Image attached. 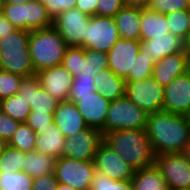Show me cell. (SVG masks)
<instances>
[{
    "mask_svg": "<svg viewBox=\"0 0 190 190\" xmlns=\"http://www.w3.org/2000/svg\"><path fill=\"white\" fill-rule=\"evenodd\" d=\"M155 63L153 58L149 57L146 53H142L140 50L133 64V72H130L125 81L134 82L152 77Z\"/></svg>",
    "mask_w": 190,
    "mask_h": 190,
    "instance_id": "cell-32",
    "label": "cell"
},
{
    "mask_svg": "<svg viewBox=\"0 0 190 190\" xmlns=\"http://www.w3.org/2000/svg\"><path fill=\"white\" fill-rule=\"evenodd\" d=\"M98 0H77L75 8L88 16L97 15Z\"/></svg>",
    "mask_w": 190,
    "mask_h": 190,
    "instance_id": "cell-46",
    "label": "cell"
},
{
    "mask_svg": "<svg viewBox=\"0 0 190 190\" xmlns=\"http://www.w3.org/2000/svg\"><path fill=\"white\" fill-rule=\"evenodd\" d=\"M184 40L173 33L156 36L150 40L140 41L142 53H146L155 62L183 51Z\"/></svg>",
    "mask_w": 190,
    "mask_h": 190,
    "instance_id": "cell-19",
    "label": "cell"
},
{
    "mask_svg": "<svg viewBox=\"0 0 190 190\" xmlns=\"http://www.w3.org/2000/svg\"><path fill=\"white\" fill-rule=\"evenodd\" d=\"M19 123L0 110V138L8 142L17 130Z\"/></svg>",
    "mask_w": 190,
    "mask_h": 190,
    "instance_id": "cell-44",
    "label": "cell"
},
{
    "mask_svg": "<svg viewBox=\"0 0 190 190\" xmlns=\"http://www.w3.org/2000/svg\"><path fill=\"white\" fill-rule=\"evenodd\" d=\"M1 9H2V0H0V14H1Z\"/></svg>",
    "mask_w": 190,
    "mask_h": 190,
    "instance_id": "cell-56",
    "label": "cell"
},
{
    "mask_svg": "<svg viewBox=\"0 0 190 190\" xmlns=\"http://www.w3.org/2000/svg\"><path fill=\"white\" fill-rule=\"evenodd\" d=\"M149 8L162 14L169 12L188 10L187 0H151Z\"/></svg>",
    "mask_w": 190,
    "mask_h": 190,
    "instance_id": "cell-40",
    "label": "cell"
},
{
    "mask_svg": "<svg viewBox=\"0 0 190 190\" xmlns=\"http://www.w3.org/2000/svg\"><path fill=\"white\" fill-rule=\"evenodd\" d=\"M155 164L160 169L168 190H190V160L183 153L157 155Z\"/></svg>",
    "mask_w": 190,
    "mask_h": 190,
    "instance_id": "cell-8",
    "label": "cell"
},
{
    "mask_svg": "<svg viewBox=\"0 0 190 190\" xmlns=\"http://www.w3.org/2000/svg\"><path fill=\"white\" fill-rule=\"evenodd\" d=\"M24 77L0 69V100L19 92Z\"/></svg>",
    "mask_w": 190,
    "mask_h": 190,
    "instance_id": "cell-38",
    "label": "cell"
},
{
    "mask_svg": "<svg viewBox=\"0 0 190 190\" xmlns=\"http://www.w3.org/2000/svg\"><path fill=\"white\" fill-rule=\"evenodd\" d=\"M56 190H75L71 186L58 183Z\"/></svg>",
    "mask_w": 190,
    "mask_h": 190,
    "instance_id": "cell-51",
    "label": "cell"
},
{
    "mask_svg": "<svg viewBox=\"0 0 190 190\" xmlns=\"http://www.w3.org/2000/svg\"><path fill=\"white\" fill-rule=\"evenodd\" d=\"M53 26V19L47 9L36 0L26 3V31L45 29Z\"/></svg>",
    "mask_w": 190,
    "mask_h": 190,
    "instance_id": "cell-27",
    "label": "cell"
},
{
    "mask_svg": "<svg viewBox=\"0 0 190 190\" xmlns=\"http://www.w3.org/2000/svg\"><path fill=\"white\" fill-rule=\"evenodd\" d=\"M94 87L106 100L114 101L125 96L126 81L107 67L94 76Z\"/></svg>",
    "mask_w": 190,
    "mask_h": 190,
    "instance_id": "cell-21",
    "label": "cell"
},
{
    "mask_svg": "<svg viewBox=\"0 0 190 190\" xmlns=\"http://www.w3.org/2000/svg\"><path fill=\"white\" fill-rule=\"evenodd\" d=\"M145 131L155 156L183 153L190 140V117L166 111L151 113Z\"/></svg>",
    "mask_w": 190,
    "mask_h": 190,
    "instance_id": "cell-1",
    "label": "cell"
},
{
    "mask_svg": "<svg viewBox=\"0 0 190 190\" xmlns=\"http://www.w3.org/2000/svg\"><path fill=\"white\" fill-rule=\"evenodd\" d=\"M119 38L118 26L113 17H90L85 32V49L108 53Z\"/></svg>",
    "mask_w": 190,
    "mask_h": 190,
    "instance_id": "cell-9",
    "label": "cell"
},
{
    "mask_svg": "<svg viewBox=\"0 0 190 190\" xmlns=\"http://www.w3.org/2000/svg\"><path fill=\"white\" fill-rule=\"evenodd\" d=\"M108 67L107 53L93 49H85L83 59V74L95 76Z\"/></svg>",
    "mask_w": 190,
    "mask_h": 190,
    "instance_id": "cell-33",
    "label": "cell"
},
{
    "mask_svg": "<svg viewBox=\"0 0 190 190\" xmlns=\"http://www.w3.org/2000/svg\"><path fill=\"white\" fill-rule=\"evenodd\" d=\"M90 190H133L131 181H116L98 170L94 171Z\"/></svg>",
    "mask_w": 190,
    "mask_h": 190,
    "instance_id": "cell-37",
    "label": "cell"
},
{
    "mask_svg": "<svg viewBox=\"0 0 190 190\" xmlns=\"http://www.w3.org/2000/svg\"><path fill=\"white\" fill-rule=\"evenodd\" d=\"M40 86L59 102L67 101L74 77L60 65L36 73Z\"/></svg>",
    "mask_w": 190,
    "mask_h": 190,
    "instance_id": "cell-16",
    "label": "cell"
},
{
    "mask_svg": "<svg viewBox=\"0 0 190 190\" xmlns=\"http://www.w3.org/2000/svg\"><path fill=\"white\" fill-rule=\"evenodd\" d=\"M77 0H49L43 6L47 9L48 14L54 20L63 11L75 8Z\"/></svg>",
    "mask_w": 190,
    "mask_h": 190,
    "instance_id": "cell-42",
    "label": "cell"
},
{
    "mask_svg": "<svg viewBox=\"0 0 190 190\" xmlns=\"http://www.w3.org/2000/svg\"><path fill=\"white\" fill-rule=\"evenodd\" d=\"M38 2H40L41 4H44L45 2H49V0H36Z\"/></svg>",
    "mask_w": 190,
    "mask_h": 190,
    "instance_id": "cell-55",
    "label": "cell"
},
{
    "mask_svg": "<svg viewBox=\"0 0 190 190\" xmlns=\"http://www.w3.org/2000/svg\"><path fill=\"white\" fill-rule=\"evenodd\" d=\"M67 47L62 36L53 26L31 30L29 49L35 73L60 65Z\"/></svg>",
    "mask_w": 190,
    "mask_h": 190,
    "instance_id": "cell-3",
    "label": "cell"
},
{
    "mask_svg": "<svg viewBox=\"0 0 190 190\" xmlns=\"http://www.w3.org/2000/svg\"><path fill=\"white\" fill-rule=\"evenodd\" d=\"M165 17L168 22L169 32L184 40L189 33V18L187 10L169 12L165 14Z\"/></svg>",
    "mask_w": 190,
    "mask_h": 190,
    "instance_id": "cell-35",
    "label": "cell"
},
{
    "mask_svg": "<svg viewBox=\"0 0 190 190\" xmlns=\"http://www.w3.org/2000/svg\"><path fill=\"white\" fill-rule=\"evenodd\" d=\"M0 110L20 123L26 122L31 112L29 103L18 94L0 100Z\"/></svg>",
    "mask_w": 190,
    "mask_h": 190,
    "instance_id": "cell-28",
    "label": "cell"
},
{
    "mask_svg": "<svg viewBox=\"0 0 190 190\" xmlns=\"http://www.w3.org/2000/svg\"><path fill=\"white\" fill-rule=\"evenodd\" d=\"M36 113H54L59 101L44 90L36 75L25 77L17 93Z\"/></svg>",
    "mask_w": 190,
    "mask_h": 190,
    "instance_id": "cell-17",
    "label": "cell"
},
{
    "mask_svg": "<svg viewBox=\"0 0 190 190\" xmlns=\"http://www.w3.org/2000/svg\"><path fill=\"white\" fill-rule=\"evenodd\" d=\"M30 0H2V3H11V4H24Z\"/></svg>",
    "mask_w": 190,
    "mask_h": 190,
    "instance_id": "cell-50",
    "label": "cell"
},
{
    "mask_svg": "<svg viewBox=\"0 0 190 190\" xmlns=\"http://www.w3.org/2000/svg\"><path fill=\"white\" fill-rule=\"evenodd\" d=\"M53 121L63 132L65 138L88 128L75 103L70 100L59 102L53 115Z\"/></svg>",
    "mask_w": 190,
    "mask_h": 190,
    "instance_id": "cell-20",
    "label": "cell"
},
{
    "mask_svg": "<svg viewBox=\"0 0 190 190\" xmlns=\"http://www.w3.org/2000/svg\"><path fill=\"white\" fill-rule=\"evenodd\" d=\"M131 184L133 190H168L166 181L156 164L135 170Z\"/></svg>",
    "mask_w": 190,
    "mask_h": 190,
    "instance_id": "cell-25",
    "label": "cell"
},
{
    "mask_svg": "<svg viewBox=\"0 0 190 190\" xmlns=\"http://www.w3.org/2000/svg\"><path fill=\"white\" fill-rule=\"evenodd\" d=\"M58 181L55 173L33 178L32 190H56Z\"/></svg>",
    "mask_w": 190,
    "mask_h": 190,
    "instance_id": "cell-45",
    "label": "cell"
},
{
    "mask_svg": "<svg viewBox=\"0 0 190 190\" xmlns=\"http://www.w3.org/2000/svg\"><path fill=\"white\" fill-rule=\"evenodd\" d=\"M125 96L147 114L163 111L164 87L153 76L126 82Z\"/></svg>",
    "mask_w": 190,
    "mask_h": 190,
    "instance_id": "cell-6",
    "label": "cell"
},
{
    "mask_svg": "<svg viewBox=\"0 0 190 190\" xmlns=\"http://www.w3.org/2000/svg\"><path fill=\"white\" fill-rule=\"evenodd\" d=\"M93 162L96 170L112 180L131 181L134 176L135 169L104 141L99 144Z\"/></svg>",
    "mask_w": 190,
    "mask_h": 190,
    "instance_id": "cell-13",
    "label": "cell"
},
{
    "mask_svg": "<svg viewBox=\"0 0 190 190\" xmlns=\"http://www.w3.org/2000/svg\"><path fill=\"white\" fill-rule=\"evenodd\" d=\"M103 141L102 132L87 128L65 138L62 157L77 161H93L99 144Z\"/></svg>",
    "mask_w": 190,
    "mask_h": 190,
    "instance_id": "cell-11",
    "label": "cell"
},
{
    "mask_svg": "<svg viewBox=\"0 0 190 190\" xmlns=\"http://www.w3.org/2000/svg\"><path fill=\"white\" fill-rule=\"evenodd\" d=\"M140 41L119 38L107 53L108 67L123 79L133 72V64L140 52Z\"/></svg>",
    "mask_w": 190,
    "mask_h": 190,
    "instance_id": "cell-15",
    "label": "cell"
},
{
    "mask_svg": "<svg viewBox=\"0 0 190 190\" xmlns=\"http://www.w3.org/2000/svg\"><path fill=\"white\" fill-rule=\"evenodd\" d=\"M42 135L37 134L35 140V151L50 155L55 159L62 157L65 137L63 132L54 123H49V127Z\"/></svg>",
    "mask_w": 190,
    "mask_h": 190,
    "instance_id": "cell-23",
    "label": "cell"
},
{
    "mask_svg": "<svg viewBox=\"0 0 190 190\" xmlns=\"http://www.w3.org/2000/svg\"><path fill=\"white\" fill-rule=\"evenodd\" d=\"M55 158L38 151L25 152L23 171L32 178L54 172Z\"/></svg>",
    "mask_w": 190,
    "mask_h": 190,
    "instance_id": "cell-26",
    "label": "cell"
},
{
    "mask_svg": "<svg viewBox=\"0 0 190 190\" xmlns=\"http://www.w3.org/2000/svg\"><path fill=\"white\" fill-rule=\"evenodd\" d=\"M148 114L126 96L110 102L105 134L115 130L145 129Z\"/></svg>",
    "mask_w": 190,
    "mask_h": 190,
    "instance_id": "cell-5",
    "label": "cell"
},
{
    "mask_svg": "<svg viewBox=\"0 0 190 190\" xmlns=\"http://www.w3.org/2000/svg\"><path fill=\"white\" fill-rule=\"evenodd\" d=\"M6 145L7 142L4 139L0 138V154L3 152Z\"/></svg>",
    "mask_w": 190,
    "mask_h": 190,
    "instance_id": "cell-53",
    "label": "cell"
},
{
    "mask_svg": "<svg viewBox=\"0 0 190 190\" xmlns=\"http://www.w3.org/2000/svg\"><path fill=\"white\" fill-rule=\"evenodd\" d=\"M188 18H189V33H190V8L187 10Z\"/></svg>",
    "mask_w": 190,
    "mask_h": 190,
    "instance_id": "cell-54",
    "label": "cell"
},
{
    "mask_svg": "<svg viewBox=\"0 0 190 190\" xmlns=\"http://www.w3.org/2000/svg\"><path fill=\"white\" fill-rule=\"evenodd\" d=\"M113 18L120 38L141 41L140 8L124 6Z\"/></svg>",
    "mask_w": 190,
    "mask_h": 190,
    "instance_id": "cell-22",
    "label": "cell"
},
{
    "mask_svg": "<svg viewBox=\"0 0 190 190\" xmlns=\"http://www.w3.org/2000/svg\"><path fill=\"white\" fill-rule=\"evenodd\" d=\"M140 25L141 41L150 40L169 32L165 14L150 8L141 9Z\"/></svg>",
    "mask_w": 190,
    "mask_h": 190,
    "instance_id": "cell-24",
    "label": "cell"
},
{
    "mask_svg": "<svg viewBox=\"0 0 190 190\" xmlns=\"http://www.w3.org/2000/svg\"><path fill=\"white\" fill-rule=\"evenodd\" d=\"M90 16L72 8L63 11L53 20V27L62 36L68 47L85 48V32Z\"/></svg>",
    "mask_w": 190,
    "mask_h": 190,
    "instance_id": "cell-10",
    "label": "cell"
},
{
    "mask_svg": "<svg viewBox=\"0 0 190 190\" xmlns=\"http://www.w3.org/2000/svg\"><path fill=\"white\" fill-rule=\"evenodd\" d=\"M85 48L67 47L61 65L75 78L83 72Z\"/></svg>",
    "mask_w": 190,
    "mask_h": 190,
    "instance_id": "cell-34",
    "label": "cell"
},
{
    "mask_svg": "<svg viewBox=\"0 0 190 190\" xmlns=\"http://www.w3.org/2000/svg\"><path fill=\"white\" fill-rule=\"evenodd\" d=\"M94 76L83 74L74 78L69 96H86L95 92Z\"/></svg>",
    "mask_w": 190,
    "mask_h": 190,
    "instance_id": "cell-39",
    "label": "cell"
},
{
    "mask_svg": "<svg viewBox=\"0 0 190 190\" xmlns=\"http://www.w3.org/2000/svg\"><path fill=\"white\" fill-rule=\"evenodd\" d=\"M183 154L190 160V140L187 143L185 150L183 151Z\"/></svg>",
    "mask_w": 190,
    "mask_h": 190,
    "instance_id": "cell-52",
    "label": "cell"
},
{
    "mask_svg": "<svg viewBox=\"0 0 190 190\" xmlns=\"http://www.w3.org/2000/svg\"><path fill=\"white\" fill-rule=\"evenodd\" d=\"M1 14L16 28L26 31V3H2Z\"/></svg>",
    "mask_w": 190,
    "mask_h": 190,
    "instance_id": "cell-36",
    "label": "cell"
},
{
    "mask_svg": "<svg viewBox=\"0 0 190 190\" xmlns=\"http://www.w3.org/2000/svg\"><path fill=\"white\" fill-rule=\"evenodd\" d=\"M123 7L122 0H98L97 15L114 17Z\"/></svg>",
    "mask_w": 190,
    "mask_h": 190,
    "instance_id": "cell-43",
    "label": "cell"
},
{
    "mask_svg": "<svg viewBox=\"0 0 190 190\" xmlns=\"http://www.w3.org/2000/svg\"><path fill=\"white\" fill-rule=\"evenodd\" d=\"M36 135V132L31 127L25 122H21L7 144L20 151L31 152L35 150Z\"/></svg>",
    "mask_w": 190,
    "mask_h": 190,
    "instance_id": "cell-29",
    "label": "cell"
},
{
    "mask_svg": "<svg viewBox=\"0 0 190 190\" xmlns=\"http://www.w3.org/2000/svg\"><path fill=\"white\" fill-rule=\"evenodd\" d=\"M103 141L135 170L155 164L145 129L115 130L104 134Z\"/></svg>",
    "mask_w": 190,
    "mask_h": 190,
    "instance_id": "cell-2",
    "label": "cell"
},
{
    "mask_svg": "<svg viewBox=\"0 0 190 190\" xmlns=\"http://www.w3.org/2000/svg\"><path fill=\"white\" fill-rule=\"evenodd\" d=\"M24 156L25 152L7 144L0 154V172L23 171Z\"/></svg>",
    "mask_w": 190,
    "mask_h": 190,
    "instance_id": "cell-31",
    "label": "cell"
},
{
    "mask_svg": "<svg viewBox=\"0 0 190 190\" xmlns=\"http://www.w3.org/2000/svg\"><path fill=\"white\" fill-rule=\"evenodd\" d=\"M124 6L133 8H149L151 0H122Z\"/></svg>",
    "mask_w": 190,
    "mask_h": 190,
    "instance_id": "cell-48",
    "label": "cell"
},
{
    "mask_svg": "<svg viewBox=\"0 0 190 190\" xmlns=\"http://www.w3.org/2000/svg\"><path fill=\"white\" fill-rule=\"evenodd\" d=\"M68 100L75 103L89 128H95L105 134V121L110 105L98 91L86 96H69Z\"/></svg>",
    "mask_w": 190,
    "mask_h": 190,
    "instance_id": "cell-12",
    "label": "cell"
},
{
    "mask_svg": "<svg viewBox=\"0 0 190 190\" xmlns=\"http://www.w3.org/2000/svg\"><path fill=\"white\" fill-rule=\"evenodd\" d=\"M183 51L188 56V59L190 61V33H188L184 39Z\"/></svg>",
    "mask_w": 190,
    "mask_h": 190,
    "instance_id": "cell-49",
    "label": "cell"
},
{
    "mask_svg": "<svg viewBox=\"0 0 190 190\" xmlns=\"http://www.w3.org/2000/svg\"><path fill=\"white\" fill-rule=\"evenodd\" d=\"M190 61L188 56L178 52L162 58L156 62L152 76L163 86H168L176 77L189 71Z\"/></svg>",
    "mask_w": 190,
    "mask_h": 190,
    "instance_id": "cell-18",
    "label": "cell"
},
{
    "mask_svg": "<svg viewBox=\"0 0 190 190\" xmlns=\"http://www.w3.org/2000/svg\"><path fill=\"white\" fill-rule=\"evenodd\" d=\"M53 115L54 113H36V111H31L25 123L31 127L36 134L42 135L45 132L44 130L49 127V123L54 122Z\"/></svg>",
    "mask_w": 190,
    "mask_h": 190,
    "instance_id": "cell-41",
    "label": "cell"
},
{
    "mask_svg": "<svg viewBox=\"0 0 190 190\" xmlns=\"http://www.w3.org/2000/svg\"><path fill=\"white\" fill-rule=\"evenodd\" d=\"M33 178L24 171L0 172V190H32Z\"/></svg>",
    "mask_w": 190,
    "mask_h": 190,
    "instance_id": "cell-30",
    "label": "cell"
},
{
    "mask_svg": "<svg viewBox=\"0 0 190 190\" xmlns=\"http://www.w3.org/2000/svg\"><path fill=\"white\" fill-rule=\"evenodd\" d=\"M30 31L17 29L0 39V69L22 77L36 75L29 49Z\"/></svg>",
    "mask_w": 190,
    "mask_h": 190,
    "instance_id": "cell-4",
    "label": "cell"
},
{
    "mask_svg": "<svg viewBox=\"0 0 190 190\" xmlns=\"http://www.w3.org/2000/svg\"><path fill=\"white\" fill-rule=\"evenodd\" d=\"M95 170L93 161H77L67 157L55 160L54 173L58 183L75 190H90Z\"/></svg>",
    "mask_w": 190,
    "mask_h": 190,
    "instance_id": "cell-7",
    "label": "cell"
},
{
    "mask_svg": "<svg viewBox=\"0 0 190 190\" xmlns=\"http://www.w3.org/2000/svg\"><path fill=\"white\" fill-rule=\"evenodd\" d=\"M163 111L190 117V71L164 87Z\"/></svg>",
    "mask_w": 190,
    "mask_h": 190,
    "instance_id": "cell-14",
    "label": "cell"
},
{
    "mask_svg": "<svg viewBox=\"0 0 190 190\" xmlns=\"http://www.w3.org/2000/svg\"><path fill=\"white\" fill-rule=\"evenodd\" d=\"M17 29L2 15L0 14V39L5 38Z\"/></svg>",
    "mask_w": 190,
    "mask_h": 190,
    "instance_id": "cell-47",
    "label": "cell"
}]
</instances>
